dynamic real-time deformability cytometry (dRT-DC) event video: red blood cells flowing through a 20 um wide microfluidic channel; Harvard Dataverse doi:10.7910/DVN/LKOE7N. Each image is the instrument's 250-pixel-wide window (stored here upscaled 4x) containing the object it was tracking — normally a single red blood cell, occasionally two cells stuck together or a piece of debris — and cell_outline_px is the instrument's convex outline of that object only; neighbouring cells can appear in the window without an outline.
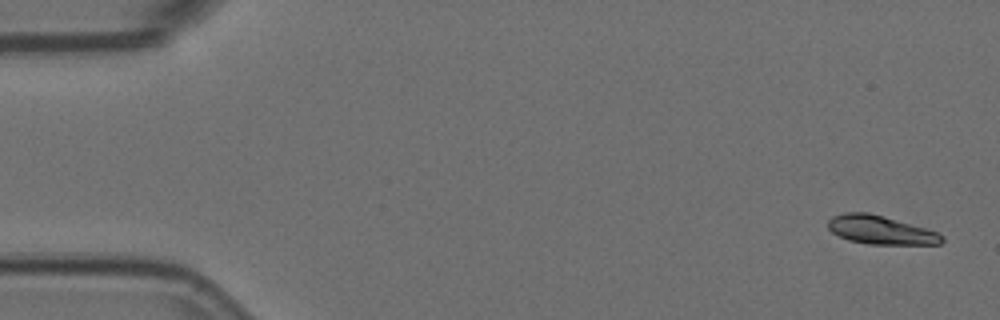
{"species": "Egyptian fruit bat (a non-hibernating species)", "species_latin": "Rousettus aegyptiacus", "temperature_condition": "room temperature", "stored_images_in_passage": 5, "camera_frame_rate_fps": 3000, "um_per_image_px": 0.085, "animal": {"sex": "female"}, "frame": {"image": 1, "passage_image": 1, "time_ms": 0.0, "image_size_px": [1000, 320], "cell_outline_px": [[944, 240], [940, 244], [868, 244], [848, 240], [832, 232], [828, 228], [828, 220], [832, 216], [844, 212], [868, 212], [884, 216], [924, 228], [936, 232], [944, 236]], "centroid_in_image_um": [74.82, 19.54], "position_along_channel_um": 10.2, "area_um2": 18.84}}
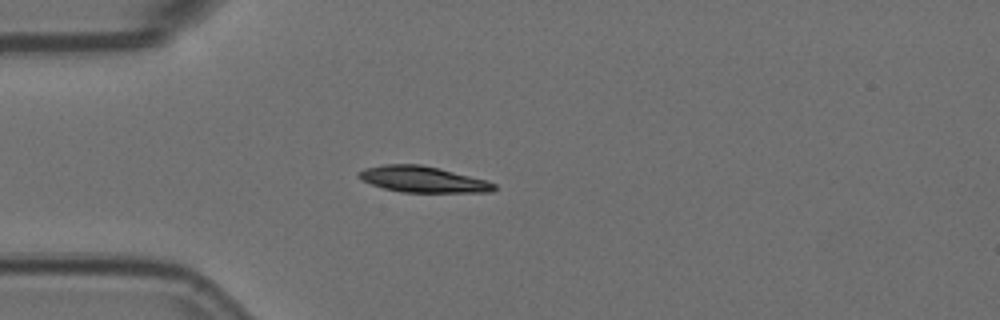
{"frame": {"image": 2, "passage_image": 4, "time_ms": 1.0, "image_size_px": [1000, 320], "cell_outline_px": [[496, 188], [492, 192], [400, 192], [384, 188], [360, 180], [356, 176], [356, 172], [364, 168], [384, 164], [420, 164], [440, 168], [488, 180], [496, 184]], "centroid_in_image_um": [35.92, 15.23], "position_along_channel_um": 49.1, "area_um2": 20.81}}